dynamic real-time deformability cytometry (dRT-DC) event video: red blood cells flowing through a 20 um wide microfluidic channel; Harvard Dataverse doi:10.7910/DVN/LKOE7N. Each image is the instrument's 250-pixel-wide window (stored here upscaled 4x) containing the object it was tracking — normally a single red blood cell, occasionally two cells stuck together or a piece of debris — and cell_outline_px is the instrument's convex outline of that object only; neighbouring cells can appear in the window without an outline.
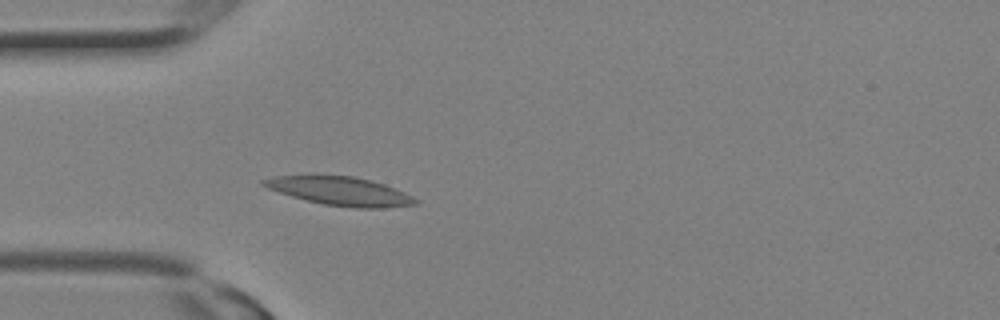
{"species": "Egyptian fruit bat (a non-hibernating species)", "species_latin": "Rousettus aegyptiacus", "temperature_condition": "room temperature", "stored_images_in_passage": 23, "camera_frame_rate_fps": 3000, "um_per_image_px": 0.085, "animal": {"sex": "female"}, "frame": {"image": 1, "passage_image": 7, "time_ms": 2.0, "image_size_px": [1000, 320], "cell_outline_px": [[420, 200], [416, 204], [384, 208], [356, 208], [324, 204], [292, 196], [268, 188], [260, 184], [260, 180], [276, 176], [312, 172], [352, 176], [372, 180], [384, 184], [404, 192]], "centroid_in_image_um": [28.85, 16.19], "position_along_channel_um": 56.1, "area_um2": 26.01}}
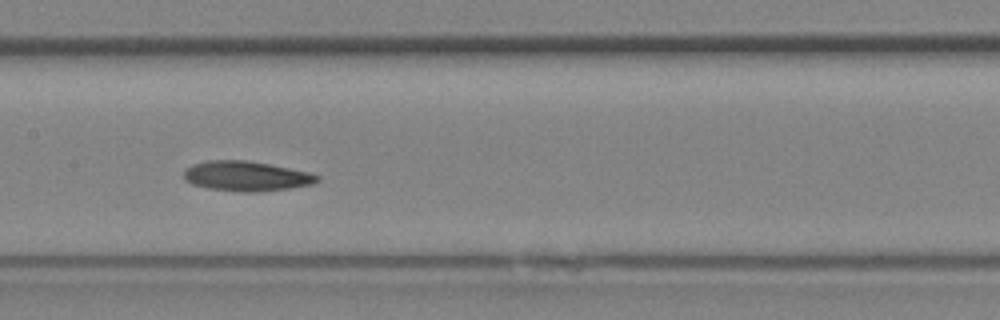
{"frame": {"image": 2, "passage_image": 13, "time_ms": 4.0, "image_size_px": [1000, 320], "cell_outline_px": [[320, 180], [312, 184], [288, 188], [256, 192], [244, 192], [208, 188], [192, 184], [184, 176], [184, 168], [192, 164], [208, 160], [244, 160], [268, 164], [308, 172], [320, 176]], "centroid_in_image_um": [20.92, 14.96], "position_along_channel_um": 186.5, "area_um2": 23.0}}
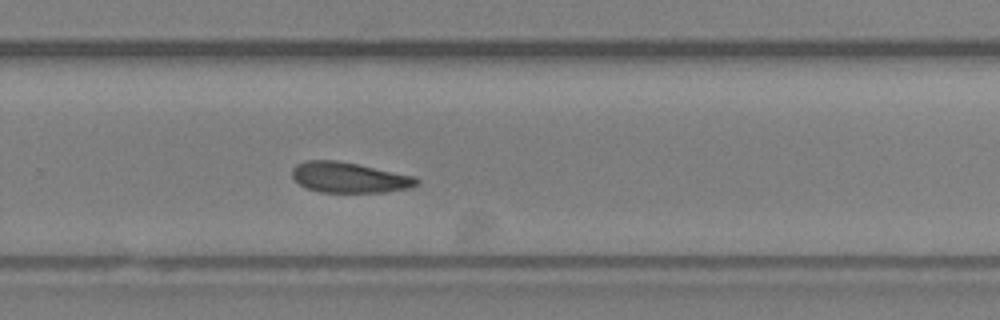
{"frame": {"image": 3, "passage_image": 18, "time_ms": 5.667, "image_size_px": [1000, 320], "cell_outline_px": [[420, 184], [408, 188], [384, 192], [320, 192], [308, 188], [300, 184], [292, 176], [292, 168], [296, 164], [304, 160], [336, 160], [416, 176], [420, 180]], "centroid_in_image_um": [29.69, 15.08], "position_along_channel_um": 300.1, "area_um2": 22.08}}